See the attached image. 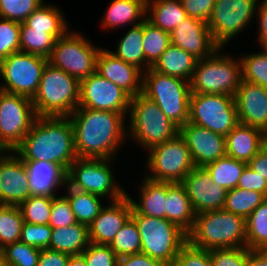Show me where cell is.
<instances>
[{
  "label": "cell",
  "instance_id": "obj_31",
  "mask_svg": "<svg viewBox=\"0 0 267 266\" xmlns=\"http://www.w3.org/2000/svg\"><path fill=\"white\" fill-rule=\"evenodd\" d=\"M187 17L181 0H146V19L165 32L171 33Z\"/></svg>",
  "mask_w": 267,
  "mask_h": 266
},
{
  "label": "cell",
  "instance_id": "obj_24",
  "mask_svg": "<svg viewBox=\"0 0 267 266\" xmlns=\"http://www.w3.org/2000/svg\"><path fill=\"white\" fill-rule=\"evenodd\" d=\"M226 155L248 163L263 147L265 138L263 130L238 123L225 136Z\"/></svg>",
  "mask_w": 267,
  "mask_h": 266
},
{
  "label": "cell",
  "instance_id": "obj_62",
  "mask_svg": "<svg viewBox=\"0 0 267 266\" xmlns=\"http://www.w3.org/2000/svg\"><path fill=\"white\" fill-rule=\"evenodd\" d=\"M0 77H2L1 75V62H0ZM1 80V79H0ZM1 84V83H0ZM2 91V85H0V92Z\"/></svg>",
  "mask_w": 267,
  "mask_h": 266
},
{
  "label": "cell",
  "instance_id": "obj_7",
  "mask_svg": "<svg viewBox=\"0 0 267 266\" xmlns=\"http://www.w3.org/2000/svg\"><path fill=\"white\" fill-rule=\"evenodd\" d=\"M131 218L138 226L141 252L171 266L188 243V234L165 218L141 215L132 208Z\"/></svg>",
  "mask_w": 267,
  "mask_h": 266
},
{
  "label": "cell",
  "instance_id": "obj_36",
  "mask_svg": "<svg viewBox=\"0 0 267 266\" xmlns=\"http://www.w3.org/2000/svg\"><path fill=\"white\" fill-rule=\"evenodd\" d=\"M266 199L263 193L236 187L227 192L223 210L246 219Z\"/></svg>",
  "mask_w": 267,
  "mask_h": 266
},
{
  "label": "cell",
  "instance_id": "obj_20",
  "mask_svg": "<svg viewBox=\"0 0 267 266\" xmlns=\"http://www.w3.org/2000/svg\"><path fill=\"white\" fill-rule=\"evenodd\" d=\"M171 43L198 60L211 57L220 47L215 43L207 22L187 17L170 33Z\"/></svg>",
  "mask_w": 267,
  "mask_h": 266
},
{
  "label": "cell",
  "instance_id": "obj_15",
  "mask_svg": "<svg viewBox=\"0 0 267 266\" xmlns=\"http://www.w3.org/2000/svg\"><path fill=\"white\" fill-rule=\"evenodd\" d=\"M258 0H216L207 24L215 43L224 48L229 40L251 24ZM250 22V24H249Z\"/></svg>",
  "mask_w": 267,
  "mask_h": 266
},
{
  "label": "cell",
  "instance_id": "obj_21",
  "mask_svg": "<svg viewBox=\"0 0 267 266\" xmlns=\"http://www.w3.org/2000/svg\"><path fill=\"white\" fill-rule=\"evenodd\" d=\"M96 72L113 82L131 98L143 90V71L117 58L107 48H101L96 60Z\"/></svg>",
  "mask_w": 267,
  "mask_h": 266
},
{
  "label": "cell",
  "instance_id": "obj_3",
  "mask_svg": "<svg viewBox=\"0 0 267 266\" xmlns=\"http://www.w3.org/2000/svg\"><path fill=\"white\" fill-rule=\"evenodd\" d=\"M188 243L208 251L247 247L246 219L223 209L197 213Z\"/></svg>",
  "mask_w": 267,
  "mask_h": 266
},
{
  "label": "cell",
  "instance_id": "obj_42",
  "mask_svg": "<svg viewBox=\"0 0 267 266\" xmlns=\"http://www.w3.org/2000/svg\"><path fill=\"white\" fill-rule=\"evenodd\" d=\"M109 246L118 258L125 255L141 253L139 229L132 218L117 232Z\"/></svg>",
  "mask_w": 267,
  "mask_h": 266
},
{
  "label": "cell",
  "instance_id": "obj_10",
  "mask_svg": "<svg viewBox=\"0 0 267 266\" xmlns=\"http://www.w3.org/2000/svg\"><path fill=\"white\" fill-rule=\"evenodd\" d=\"M100 50L82 33L68 30L56 40L48 62L81 81L96 72Z\"/></svg>",
  "mask_w": 267,
  "mask_h": 266
},
{
  "label": "cell",
  "instance_id": "obj_51",
  "mask_svg": "<svg viewBox=\"0 0 267 266\" xmlns=\"http://www.w3.org/2000/svg\"><path fill=\"white\" fill-rule=\"evenodd\" d=\"M171 266H212L208 250L192 247L187 243Z\"/></svg>",
  "mask_w": 267,
  "mask_h": 266
},
{
  "label": "cell",
  "instance_id": "obj_52",
  "mask_svg": "<svg viewBox=\"0 0 267 266\" xmlns=\"http://www.w3.org/2000/svg\"><path fill=\"white\" fill-rule=\"evenodd\" d=\"M216 0H181L188 17L198 18L205 22L210 19Z\"/></svg>",
  "mask_w": 267,
  "mask_h": 266
},
{
  "label": "cell",
  "instance_id": "obj_23",
  "mask_svg": "<svg viewBox=\"0 0 267 266\" xmlns=\"http://www.w3.org/2000/svg\"><path fill=\"white\" fill-rule=\"evenodd\" d=\"M239 123L264 130L267 126V90L241 80L235 94Z\"/></svg>",
  "mask_w": 267,
  "mask_h": 266
},
{
  "label": "cell",
  "instance_id": "obj_43",
  "mask_svg": "<svg viewBox=\"0 0 267 266\" xmlns=\"http://www.w3.org/2000/svg\"><path fill=\"white\" fill-rule=\"evenodd\" d=\"M53 197L30 195L18 207L22 213L24 222L45 225L48 224Z\"/></svg>",
  "mask_w": 267,
  "mask_h": 266
},
{
  "label": "cell",
  "instance_id": "obj_45",
  "mask_svg": "<svg viewBox=\"0 0 267 266\" xmlns=\"http://www.w3.org/2000/svg\"><path fill=\"white\" fill-rule=\"evenodd\" d=\"M44 0H0V18L23 23Z\"/></svg>",
  "mask_w": 267,
  "mask_h": 266
},
{
  "label": "cell",
  "instance_id": "obj_40",
  "mask_svg": "<svg viewBox=\"0 0 267 266\" xmlns=\"http://www.w3.org/2000/svg\"><path fill=\"white\" fill-rule=\"evenodd\" d=\"M23 223L18 206L0 204V251L20 240Z\"/></svg>",
  "mask_w": 267,
  "mask_h": 266
},
{
  "label": "cell",
  "instance_id": "obj_29",
  "mask_svg": "<svg viewBox=\"0 0 267 266\" xmlns=\"http://www.w3.org/2000/svg\"><path fill=\"white\" fill-rule=\"evenodd\" d=\"M197 60L190 53L171 43L152 68L160 73L190 82Z\"/></svg>",
  "mask_w": 267,
  "mask_h": 266
},
{
  "label": "cell",
  "instance_id": "obj_34",
  "mask_svg": "<svg viewBox=\"0 0 267 266\" xmlns=\"http://www.w3.org/2000/svg\"><path fill=\"white\" fill-rule=\"evenodd\" d=\"M66 195H64L74 213L75 219L78 223L89 225L100 213L105 204H102L100 198L102 197L94 195L92 193L81 192L70 188L66 184ZM103 205V206H102Z\"/></svg>",
  "mask_w": 267,
  "mask_h": 266
},
{
  "label": "cell",
  "instance_id": "obj_16",
  "mask_svg": "<svg viewBox=\"0 0 267 266\" xmlns=\"http://www.w3.org/2000/svg\"><path fill=\"white\" fill-rule=\"evenodd\" d=\"M130 99L125 91L97 72L80 81L78 107L118 112L126 118Z\"/></svg>",
  "mask_w": 267,
  "mask_h": 266
},
{
  "label": "cell",
  "instance_id": "obj_25",
  "mask_svg": "<svg viewBox=\"0 0 267 266\" xmlns=\"http://www.w3.org/2000/svg\"><path fill=\"white\" fill-rule=\"evenodd\" d=\"M29 174L31 195L56 196L66 186L67 172L59 165L45 161H24Z\"/></svg>",
  "mask_w": 267,
  "mask_h": 266
},
{
  "label": "cell",
  "instance_id": "obj_19",
  "mask_svg": "<svg viewBox=\"0 0 267 266\" xmlns=\"http://www.w3.org/2000/svg\"><path fill=\"white\" fill-rule=\"evenodd\" d=\"M195 167L206 165L226 156L225 136L187 122L179 128Z\"/></svg>",
  "mask_w": 267,
  "mask_h": 266
},
{
  "label": "cell",
  "instance_id": "obj_22",
  "mask_svg": "<svg viewBox=\"0 0 267 266\" xmlns=\"http://www.w3.org/2000/svg\"><path fill=\"white\" fill-rule=\"evenodd\" d=\"M131 214L132 204L127 195L111 201L88 225L90 243L110 245L117 232L131 218Z\"/></svg>",
  "mask_w": 267,
  "mask_h": 266
},
{
  "label": "cell",
  "instance_id": "obj_27",
  "mask_svg": "<svg viewBox=\"0 0 267 266\" xmlns=\"http://www.w3.org/2000/svg\"><path fill=\"white\" fill-rule=\"evenodd\" d=\"M166 219L184 230H192L196 213L181 183L167 182Z\"/></svg>",
  "mask_w": 267,
  "mask_h": 266
},
{
  "label": "cell",
  "instance_id": "obj_5",
  "mask_svg": "<svg viewBox=\"0 0 267 266\" xmlns=\"http://www.w3.org/2000/svg\"><path fill=\"white\" fill-rule=\"evenodd\" d=\"M128 116L127 136L146 152L179 134V127L142 93L130 99Z\"/></svg>",
  "mask_w": 267,
  "mask_h": 266
},
{
  "label": "cell",
  "instance_id": "obj_53",
  "mask_svg": "<svg viewBox=\"0 0 267 266\" xmlns=\"http://www.w3.org/2000/svg\"><path fill=\"white\" fill-rule=\"evenodd\" d=\"M237 187L252 190L263 193L267 196V181L265 178L261 177L255 171H253L248 164L242 171L239 178Z\"/></svg>",
  "mask_w": 267,
  "mask_h": 266
},
{
  "label": "cell",
  "instance_id": "obj_48",
  "mask_svg": "<svg viewBox=\"0 0 267 266\" xmlns=\"http://www.w3.org/2000/svg\"><path fill=\"white\" fill-rule=\"evenodd\" d=\"M52 227L49 224L39 225L28 222L23 223L20 241L39 249L49 248Z\"/></svg>",
  "mask_w": 267,
  "mask_h": 266
},
{
  "label": "cell",
  "instance_id": "obj_57",
  "mask_svg": "<svg viewBox=\"0 0 267 266\" xmlns=\"http://www.w3.org/2000/svg\"><path fill=\"white\" fill-rule=\"evenodd\" d=\"M248 166L267 181V149L263 147L248 163Z\"/></svg>",
  "mask_w": 267,
  "mask_h": 266
},
{
  "label": "cell",
  "instance_id": "obj_2",
  "mask_svg": "<svg viewBox=\"0 0 267 266\" xmlns=\"http://www.w3.org/2000/svg\"><path fill=\"white\" fill-rule=\"evenodd\" d=\"M13 152L23 161L51 162L67 172L77 158L69 117L37 116Z\"/></svg>",
  "mask_w": 267,
  "mask_h": 266
},
{
  "label": "cell",
  "instance_id": "obj_17",
  "mask_svg": "<svg viewBox=\"0 0 267 266\" xmlns=\"http://www.w3.org/2000/svg\"><path fill=\"white\" fill-rule=\"evenodd\" d=\"M30 195L29 174L24 161L13 151L0 154V204L19 206Z\"/></svg>",
  "mask_w": 267,
  "mask_h": 266
},
{
  "label": "cell",
  "instance_id": "obj_54",
  "mask_svg": "<svg viewBox=\"0 0 267 266\" xmlns=\"http://www.w3.org/2000/svg\"><path fill=\"white\" fill-rule=\"evenodd\" d=\"M118 266H166L161 261L151 258L145 253L125 255L118 258Z\"/></svg>",
  "mask_w": 267,
  "mask_h": 266
},
{
  "label": "cell",
  "instance_id": "obj_44",
  "mask_svg": "<svg viewBox=\"0 0 267 266\" xmlns=\"http://www.w3.org/2000/svg\"><path fill=\"white\" fill-rule=\"evenodd\" d=\"M1 251L9 266H38L41 249L19 240Z\"/></svg>",
  "mask_w": 267,
  "mask_h": 266
},
{
  "label": "cell",
  "instance_id": "obj_26",
  "mask_svg": "<svg viewBox=\"0 0 267 266\" xmlns=\"http://www.w3.org/2000/svg\"><path fill=\"white\" fill-rule=\"evenodd\" d=\"M139 203L126 193L132 208L141 215L166 219L167 182L153 181L143 177Z\"/></svg>",
  "mask_w": 267,
  "mask_h": 266
},
{
  "label": "cell",
  "instance_id": "obj_47",
  "mask_svg": "<svg viewBox=\"0 0 267 266\" xmlns=\"http://www.w3.org/2000/svg\"><path fill=\"white\" fill-rule=\"evenodd\" d=\"M209 254L212 266H247V247L214 249Z\"/></svg>",
  "mask_w": 267,
  "mask_h": 266
},
{
  "label": "cell",
  "instance_id": "obj_49",
  "mask_svg": "<svg viewBox=\"0 0 267 266\" xmlns=\"http://www.w3.org/2000/svg\"><path fill=\"white\" fill-rule=\"evenodd\" d=\"M76 222L68 199L63 195L59 197L53 196L51 215L48 224L52 228H56L70 226Z\"/></svg>",
  "mask_w": 267,
  "mask_h": 266
},
{
  "label": "cell",
  "instance_id": "obj_55",
  "mask_svg": "<svg viewBox=\"0 0 267 266\" xmlns=\"http://www.w3.org/2000/svg\"><path fill=\"white\" fill-rule=\"evenodd\" d=\"M70 256L48 248L41 249L38 266H67Z\"/></svg>",
  "mask_w": 267,
  "mask_h": 266
},
{
  "label": "cell",
  "instance_id": "obj_37",
  "mask_svg": "<svg viewBox=\"0 0 267 266\" xmlns=\"http://www.w3.org/2000/svg\"><path fill=\"white\" fill-rule=\"evenodd\" d=\"M171 44L170 33L144 20L143 52L145 71L152 67Z\"/></svg>",
  "mask_w": 267,
  "mask_h": 266
},
{
  "label": "cell",
  "instance_id": "obj_39",
  "mask_svg": "<svg viewBox=\"0 0 267 266\" xmlns=\"http://www.w3.org/2000/svg\"><path fill=\"white\" fill-rule=\"evenodd\" d=\"M246 242L250 250L267 249V199L246 218Z\"/></svg>",
  "mask_w": 267,
  "mask_h": 266
},
{
  "label": "cell",
  "instance_id": "obj_60",
  "mask_svg": "<svg viewBox=\"0 0 267 266\" xmlns=\"http://www.w3.org/2000/svg\"><path fill=\"white\" fill-rule=\"evenodd\" d=\"M0 266H9L8 262L5 260L2 251H0Z\"/></svg>",
  "mask_w": 267,
  "mask_h": 266
},
{
  "label": "cell",
  "instance_id": "obj_59",
  "mask_svg": "<svg viewBox=\"0 0 267 266\" xmlns=\"http://www.w3.org/2000/svg\"><path fill=\"white\" fill-rule=\"evenodd\" d=\"M67 266H87L85 258L82 254L71 255Z\"/></svg>",
  "mask_w": 267,
  "mask_h": 266
},
{
  "label": "cell",
  "instance_id": "obj_56",
  "mask_svg": "<svg viewBox=\"0 0 267 266\" xmlns=\"http://www.w3.org/2000/svg\"><path fill=\"white\" fill-rule=\"evenodd\" d=\"M258 17V42L261 48L267 47V4L261 0L258 3L256 15Z\"/></svg>",
  "mask_w": 267,
  "mask_h": 266
},
{
  "label": "cell",
  "instance_id": "obj_46",
  "mask_svg": "<svg viewBox=\"0 0 267 266\" xmlns=\"http://www.w3.org/2000/svg\"><path fill=\"white\" fill-rule=\"evenodd\" d=\"M21 23L0 18V61L20 52Z\"/></svg>",
  "mask_w": 267,
  "mask_h": 266
},
{
  "label": "cell",
  "instance_id": "obj_4",
  "mask_svg": "<svg viewBox=\"0 0 267 266\" xmlns=\"http://www.w3.org/2000/svg\"><path fill=\"white\" fill-rule=\"evenodd\" d=\"M80 100V81L47 62L32 98L36 116L68 117Z\"/></svg>",
  "mask_w": 267,
  "mask_h": 266
},
{
  "label": "cell",
  "instance_id": "obj_33",
  "mask_svg": "<svg viewBox=\"0 0 267 266\" xmlns=\"http://www.w3.org/2000/svg\"><path fill=\"white\" fill-rule=\"evenodd\" d=\"M144 21L131 26L118 41L116 51H111L117 58L145 71V56L143 52Z\"/></svg>",
  "mask_w": 267,
  "mask_h": 266
},
{
  "label": "cell",
  "instance_id": "obj_63",
  "mask_svg": "<svg viewBox=\"0 0 267 266\" xmlns=\"http://www.w3.org/2000/svg\"><path fill=\"white\" fill-rule=\"evenodd\" d=\"M264 136H267V126L266 128L263 130Z\"/></svg>",
  "mask_w": 267,
  "mask_h": 266
},
{
  "label": "cell",
  "instance_id": "obj_14",
  "mask_svg": "<svg viewBox=\"0 0 267 266\" xmlns=\"http://www.w3.org/2000/svg\"><path fill=\"white\" fill-rule=\"evenodd\" d=\"M32 99L0 92V144L7 151L21 143L36 119Z\"/></svg>",
  "mask_w": 267,
  "mask_h": 266
},
{
  "label": "cell",
  "instance_id": "obj_41",
  "mask_svg": "<svg viewBox=\"0 0 267 266\" xmlns=\"http://www.w3.org/2000/svg\"><path fill=\"white\" fill-rule=\"evenodd\" d=\"M240 56L242 80L262 86L267 90V49Z\"/></svg>",
  "mask_w": 267,
  "mask_h": 266
},
{
  "label": "cell",
  "instance_id": "obj_38",
  "mask_svg": "<svg viewBox=\"0 0 267 266\" xmlns=\"http://www.w3.org/2000/svg\"><path fill=\"white\" fill-rule=\"evenodd\" d=\"M56 39L44 30L32 29L24 22L20 27V51L49 58Z\"/></svg>",
  "mask_w": 267,
  "mask_h": 266
},
{
  "label": "cell",
  "instance_id": "obj_8",
  "mask_svg": "<svg viewBox=\"0 0 267 266\" xmlns=\"http://www.w3.org/2000/svg\"><path fill=\"white\" fill-rule=\"evenodd\" d=\"M221 50L222 48L218 49L211 57L197 60L190 80L191 93L235 97L242 80L240 57L236 59L222 54Z\"/></svg>",
  "mask_w": 267,
  "mask_h": 266
},
{
  "label": "cell",
  "instance_id": "obj_28",
  "mask_svg": "<svg viewBox=\"0 0 267 266\" xmlns=\"http://www.w3.org/2000/svg\"><path fill=\"white\" fill-rule=\"evenodd\" d=\"M103 16L106 30L139 24L146 19V0H111Z\"/></svg>",
  "mask_w": 267,
  "mask_h": 266
},
{
  "label": "cell",
  "instance_id": "obj_12",
  "mask_svg": "<svg viewBox=\"0 0 267 266\" xmlns=\"http://www.w3.org/2000/svg\"><path fill=\"white\" fill-rule=\"evenodd\" d=\"M188 122L227 136L239 123L235 97L191 93Z\"/></svg>",
  "mask_w": 267,
  "mask_h": 266
},
{
  "label": "cell",
  "instance_id": "obj_35",
  "mask_svg": "<svg viewBox=\"0 0 267 266\" xmlns=\"http://www.w3.org/2000/svg\"><path fill=\"white\" fill-rule=\"evenodd\" d=\"M246 165V162L226 155L206 165L204 168L210 174L213 183L229 191L237 187L239 178Z\"/></svg>",
  "mask_w": 267,
  "mask_h": 266
},
{
  "label": "cell",
  "instance_id": "obj_50",
  "mask_svg": "<svg viewBox=\"0 0 267 266\" xmlns=\"http://www.w3.org/2000/svg\"><path fill=\"white\" fill-rule=\"evenodd\" d=\"M82 255L87 266H118V257L109 245L90 243Z\"/></svg>",
  "mask_w": 267,
  "mask_h": 266
},
{
  "label": "cell",
  "instance_id": "obj_6",
  "mask_svg": "<svg viewBox=\"0 0 267 266\" xmlns=\"http://www.w3.org/2000/svg\"><path fill=\"white\" fill-rule=\"evenodd\" d=\"M142 94L154 101L179 128L189 121L190 82L154 70L143 72Z\"/></svg>",
  "mask_w": 267,
  "mask_h": 266
},
{
  "label": "cell",
  "instance_id": "obj_18",
  "mask_svg": "<svg viewBox=\"0 0 267 266\" xmlns=\"http://www.w3.org/2000/svg\"><path fill=\"white\" fill-rule=\"evenodd\" d=\"M181 184L196 214L223 209L228 190L213 183L204 167H194Z\"/></svg>",
  "mask_w": 267,
  "mask_h": 266
},
{
  "label": "cell",
  "instance_id": "obj_32",
  "mask_svg": "<svg viewBox=\"0 0 267 266\" xmlns=\"http://www.w3.org/2000/svg\"><path fill=\"white\" fill-rule=\"evenodd\" d=\"M63 15L56 5L43 3L24 23L32 29L44 30L57 40L69 30L68 22Z\"/></svg>",
  "mask_w": 267,
  "mask_h": 266
},
{
  "label": "cell",
  "instance_id": "obj_1",
  "mask_svg": "<svg viewBox=\"0 0 267 266\" xmlns=\"http://www.w3.org/2000/svg\"><path fill=\"white\" fill-rule=\"evenodd\" d=\"M68 117L78 158L113 159L127 138L121 113L77 107Z\"/></svg>",
  "mask_w": 267,
  "mask_h": 266
},
{
  "label": "cell",
  "instance_id": "obj_61",
  "mask_svg": "<svg viewBox=\"0 0 267 266\" xmlns=\"http://www.w3.org/2000/svg\"><path fill=\"white\" fill-rule=\"evenodd\" d=\"M7 152V150L0 144V154Z\"/></svg>",
  "mask_w": 267,
  "mask_h": 266
},
{
  "label": "cell",
  "instance_id": "obj_11",
  "mask_svg": "<svg viewBox=\"0 0 267 266\" xmlns=\"http://www.w3.org/2000/svg\"><path fill=\"white\" fill-rule=\"evenodd\" d=\"M146 177L153 181L181 183L195 167L190 150L178 134L173 139L152 147L147 151Z\"/></svg>",
  "mask_w": 267,
  "mask_h": 266
},
{
  "label": "cell",
  "instance_id": "obj_64",
  "mask_svg": "<svg viewBox=\"0 0 267 266\" xmlns=\"http://www.w3.org/2000/svg\"><path fill=\"white\" fill-rule=\"evenodd\" d=\"M265 138V148L267 149V136H264Z\"/></svg>",
  "mask_w": 267,
  "mask_h": 266
},
{
  "label": "cell",
  "instance_id": "obj_58",
  "mask_svg": "<svg viewBox=\"0 0 267 266\" xmlns=\"http://www.w3.org/2000/svg\"><path fill=\"white\" fill-rule=\"evenodd\" d=\"M247 266H267V249L250 250L248 248Z\"/></svg>",
  "mask_w": 267,
  "mask_h": 266
},
{
  "label": "cell",
  "instance_id": "obj_13",
  "mask_svg": "<svg viewBox=\"0 0 267 266\" xmlns=\"http://www.w3.org/2000/svg\"><path fill=\"white\" fill-rule=\"evenodd\" d=\"M0 62L1 79L4 80L2 91L32 99L38 91L48 58L20 51Z\"/></svg>",
  "mask_w": 267,
  "mask_h": 266
},
{
  "label": "cell",
  "instance_id": "obj_30",
  "mask_svg": "<svg viewBox=\"0 0 267 266\" xmlns=\"http://www.w3.org/2000/svg\"><path fill=\"white\" fill-rule=\"evenodd\" d=\"M88 226L76 222L66 227L52 228L49 248L69 255L82 254L89 246Z\"/></svg>",
  "mask_w": 267,
  "mask_h": 266
},
{
  "label": "cell",
  "instance_id": "obj_9",
  "mask_svg": "<svg viewBox=\"0 0 267 266\" xmlns=\"http://www.w3.org/2000/svg\"><path fill=\"white\" fill-rule=\"evenodd\" d=\"M114 159L76 158L69 166L66 184L75 190L92 193L116 201L126 196V190L114 179Z\"/></svg>",
  "mask_w": 267,
  "mask_h": 266
}]
</instances>
